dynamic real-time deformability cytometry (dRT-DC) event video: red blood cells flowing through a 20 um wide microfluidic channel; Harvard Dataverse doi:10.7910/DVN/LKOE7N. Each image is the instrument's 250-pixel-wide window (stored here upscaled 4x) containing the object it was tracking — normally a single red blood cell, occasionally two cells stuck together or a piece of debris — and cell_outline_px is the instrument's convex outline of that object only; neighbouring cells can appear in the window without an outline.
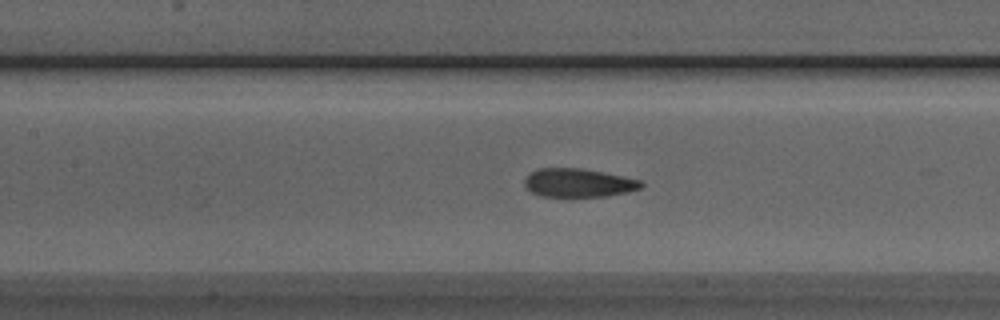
{"species": "Egyptian fruit bat (a non-hibernating species)", "species_latin": "Rousettus aegyptiacus", "temperature_condition": "room temperature", "stored_images_in_passage": 39, "camera_frame_rate_fps": 3000, "um_per_image_px": 0.085, "animal": {"sex": "male"}, "frame": {"image": 1, "passage_image": 22, "time_ms": 7.0, "image_size_px": [1000, 320], "cell_outline_px": [[644, 184], [640, 188], [628, 192], [604, 196], [540, 196], [532, 192], [524, 184], [524, 180], [532, 172], [540, 168], [584, 168], [624, 176], [640, 180]], "centroid_in_image_um": [49.19, 15.53], "position_along_channel_um": 158.2, "area_um2": 19.25}}
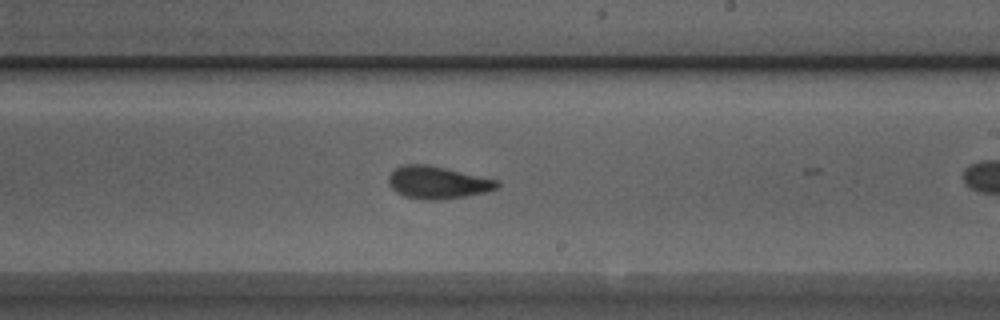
{"frame": {"image": 2, "passage_image": 29, "time_ms": 9.333, "image_size_px": [1000, 320], "cell_outline_px": [[500, 184], [496, 188], [488, 192], [440, 200], [424, 200], [404, 196], [396, 192], [388, 184], [388, 176], [396, 168], [404, 164], [428, 164], [500, 180]], "centroid_in_image_um": [37.2, 15.51], "position_along_channel_um": 251.8, "area_um2": 20.69}}
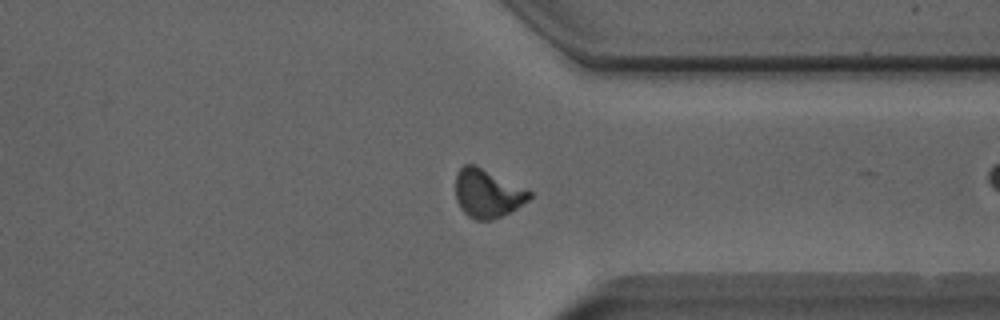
{"frame": {"image": 3, "passage_image": 38, "time_ms": 12.333, "image_size_px": [1000, 320], "cell_outline_px": [[532, 196], [528, 200], [512, 212], [492, 220], [476, 220], [468, 216], [460, 208], [456, 200], [456, 172], [464, 164], [476, 164], [532, 192]], "centroid_in_image_um": [41.42, 16.44], "position_along_channel_um": 370.0, "area_um2": 20.98}}